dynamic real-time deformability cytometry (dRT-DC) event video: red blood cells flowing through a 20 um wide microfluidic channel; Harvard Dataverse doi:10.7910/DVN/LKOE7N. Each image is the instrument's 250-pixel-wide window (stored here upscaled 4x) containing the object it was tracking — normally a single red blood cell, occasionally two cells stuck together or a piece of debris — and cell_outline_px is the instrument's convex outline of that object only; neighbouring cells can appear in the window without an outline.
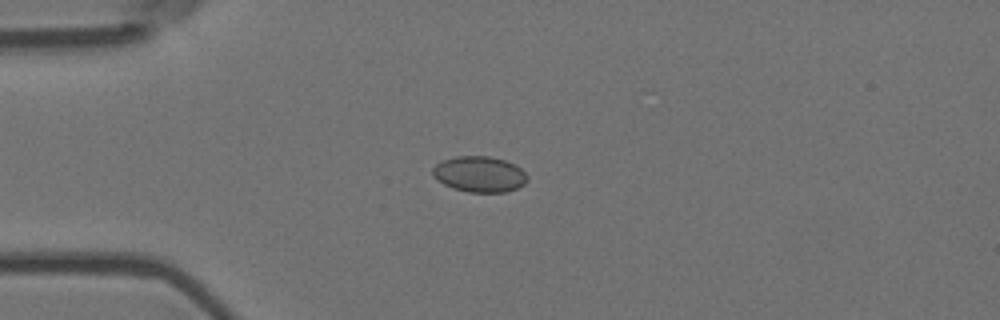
{"species": "Egyptian fruit bat (a non-hibernating species)", "species_latin": "Rousettus aegyptiacus", "temperature_condition": "room temperature", "stored_images_in_passage": 6, "camera_frame_rate_fps": 3000, "um_per_image_px": 0.085, "animal": {"sex": "female"}, "frame": {"image": 1, "passage_image": 3, "time_ms": 0.667, "image_size_px": [1000, 320], "cell_outline_px": [[528, 180], [524, 184], [516, 188], [504, 192], [468, 192], [452, 188], [436, 180], [432, 176], [432, 168], [436, 164], [444, 160], [456, 156], [488, 156], [504, 160], [520, 168], [528, 176]], "centroid_in_image_um": [40.72, 14.81], "position_along_channel_um": 44.3, "area_um2": 19.71}}
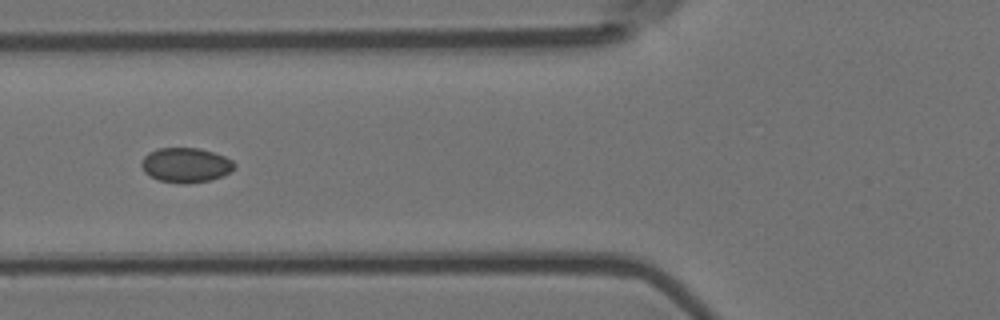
{"frame": {"image": 2, "passage_image": 5, "time_ms": 1.333, "image_size_px": [1000, 320], "cell_outline_px": [[236, 168], [212, 180], [184, 184], [160, 180], [148, 176], [144, 172], [140, 164], [144, 156], [148, 152], [156, 148], [200, 148], [224, 156], [232, 160], [236, 164]], "centroid_in_image_um": [15.77, 14.02], "position_along_channel_um": 110.0, "area_um2": 18.9}}
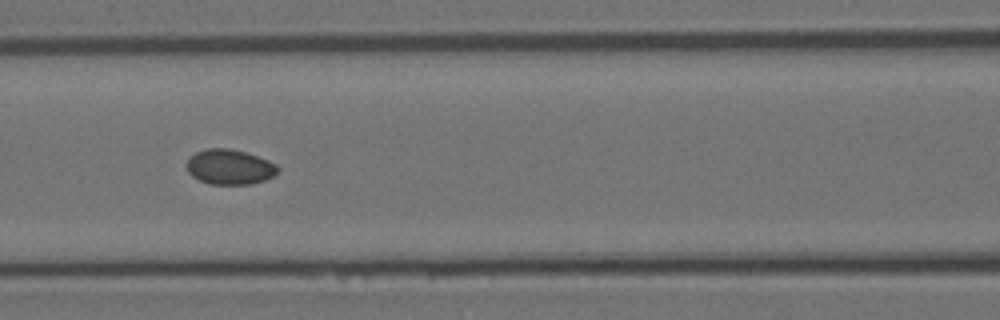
{"frame": {"image": 3, "passage_image": 6, "time_ms": 1.667, "image_size_px": [1000, 320], "cell_outline_px": [[280, 168], [272, 176], [264, 180], [252, 184], [208, 184], [192, 176], [188, 172], [188, 160], [196, 152], [208, 148], [228, 148], [244, 152], [268, 160], [276, 164]], "centroid_in_image_um": [19.53, 14.2], "position_along_channel_um": 147.1, "area_um2": 18.38}}